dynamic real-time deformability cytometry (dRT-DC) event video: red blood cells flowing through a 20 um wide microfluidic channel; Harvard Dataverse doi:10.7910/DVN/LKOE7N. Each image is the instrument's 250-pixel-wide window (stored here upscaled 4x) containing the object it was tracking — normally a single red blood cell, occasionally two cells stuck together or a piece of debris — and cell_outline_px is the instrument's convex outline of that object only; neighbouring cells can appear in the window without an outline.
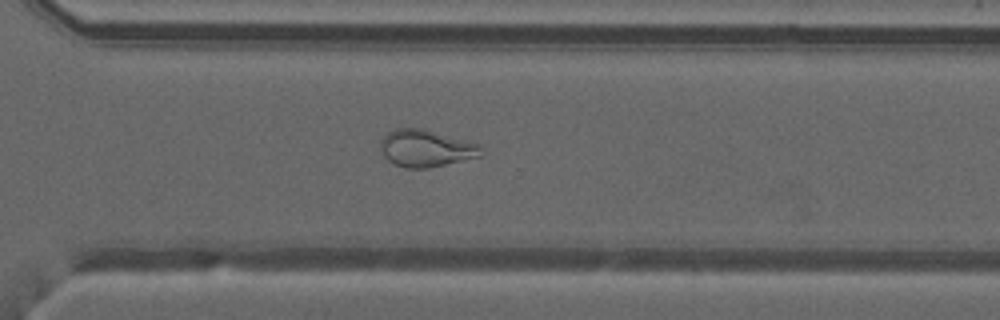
{"species": "common noctule bat (a hibernating species)", "species_latin": "Nyctalus noctula", "temperature_condition": "warm", "stored_images_in_passage": 50, "camera_frame_rate_fps": 3000, "um_per_image_px": 0.085, "animal": {"sex": "male", "forearm_length_mm": 52.5}, "frame": {"image": 1, "passage_image": 36, "time_ms": 11.667, "image_size_px": [1000, 320], "cell_outline_px": [[484, 156], [428, 168], [404, 168], [388, 160], [380, 152], [380, 140], [388, 132], [396, 128], [424, 128], [484, 144]], "centroid_in_image_um": [36.29, 12.59], "position_along_channel_um": 334.3, "area_um2": 22.43}, "authors_computed_cell_mechanics": {"area_um2": 27.3972, "velocity_mm_per_s": 4.137, "shape_relaxation_time_tau1_ms": null, "shape_relaxation_time_tau2_ms": 1.4449, "deformation_change_tau1": null, "deformation_change_tau2": 0.0747}}